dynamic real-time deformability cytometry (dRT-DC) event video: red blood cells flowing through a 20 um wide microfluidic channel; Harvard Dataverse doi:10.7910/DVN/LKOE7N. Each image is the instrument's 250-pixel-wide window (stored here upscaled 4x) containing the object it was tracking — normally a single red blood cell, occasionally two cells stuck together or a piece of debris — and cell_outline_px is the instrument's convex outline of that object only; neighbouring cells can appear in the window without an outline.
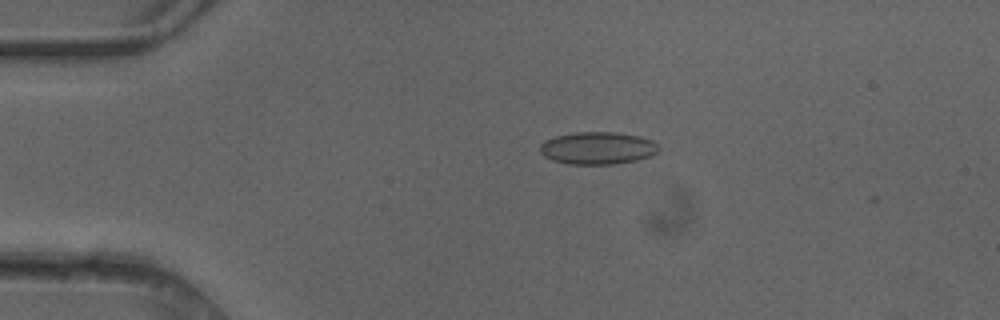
{"species": "common noctule bat (a hibernating species)", "species_latin": "Nyctalus noctula", "temperature_condition": "cold", "stored_images_in_passage": 6, "camera_frame_rate_fps": 3000, "um_per_image_px": 0.085, "animal": {"sex": "female"}, "frame": {"image": 1, "passage_image": 4, "time_ms": 1.0, "image_size_px": [1000, 320], "cell_outline_px": [[660, 148], [652, 156], [636, 160], [612, 164], [568, 164], [552, 160], [544, 156], [540, 152], [540, 144], [544, 140], [556, 136], [576, 132], [616, 132], [640, 136], [652, 140]], "centroid_in_image_um": [50.79, 12.58], "position_along_channel_um": 34.2, "area_um2": 22.48}}